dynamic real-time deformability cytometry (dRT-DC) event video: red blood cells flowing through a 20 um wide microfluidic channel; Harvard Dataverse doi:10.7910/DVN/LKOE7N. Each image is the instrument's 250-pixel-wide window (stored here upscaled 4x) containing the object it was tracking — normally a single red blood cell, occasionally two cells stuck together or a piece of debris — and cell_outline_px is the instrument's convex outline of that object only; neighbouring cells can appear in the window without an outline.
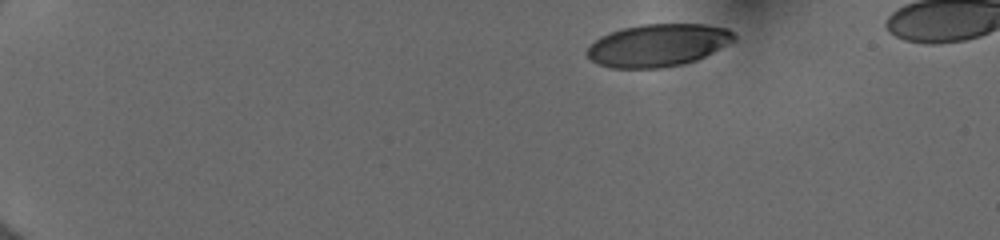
{"species": "human", "species_latin": "Homo sapiens", "temperature_condition": "cold", "stored_images_in_passage": 45, "camera_frame_rate_fps": 3000, "um_per_image_px": 0.085, "donor": {"sex": "female"}, "frame": {"image": 1, "passage_image": 1, "time_ms": 0.0, "image_size_px": [1000, 240], "cell_outline_px": [[736, 40], [696, 60], [684, 64], [660, 68], [612, 68], [596, 64], [588, 56], [588, 44], [600, 36], [624, 28], [644, 24], [704, 24], [728, 28], [736, 36]], "centroid_in_image_um": [55.92, 3.85], "position_along_channel_um": 29.1, "area_um2": 36.41}}
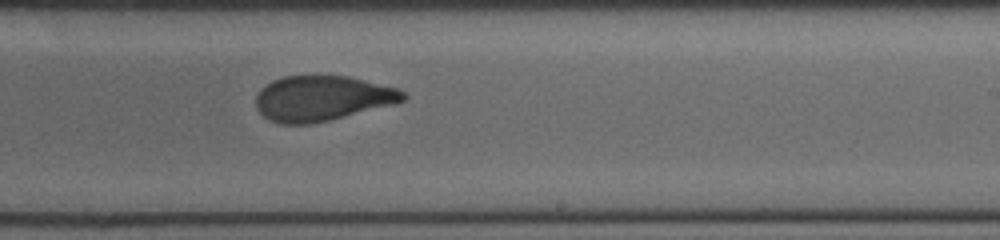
{"frame": {"image": 2, "passage_image": 27, "time_ms": 8.667, "image_size_px": [1000, 240], "cell_outline_px": [[408, 96], [404, 100], [392, 104], [328, 120], [308, 124], [280, 124], [268, 120], [256, 108], [256, 96], [260, 88], [272, 80], [284, 76], [348, 76], [396, 88], [404, 92]], "centroid_in_image_um": [27.33, 8.35], "position_along_channel_um": 261.7, "area_um2": 38.44}}
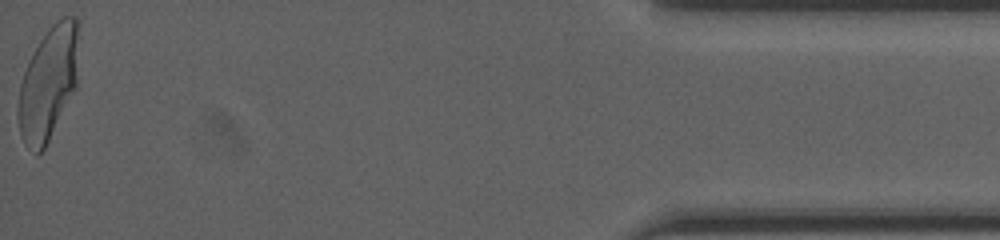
{"frame": {"image": 3, "passage_image": 45, "time_ms": 14.667, "image_size_px": [1000, 240], "cell_outline_px": [[80, 20], [76, 88], [44, 148], [36, 156], [24, 144], [20, 136], [16, 112], [20, 84], [28, 60], [40, 40], [48, 28], [56, 20], [64, 16], [76, 16]], "centroid_in_image_um": [4.11, 7.04], "position_along_channel_um": 431.1, "area_um2": 40.63}, "authors_computed_cell_mechanics": {"area_um2": 39.4774, "velocity_mm_per_s": 4.0028, "shape_relaxation_time_tau1_ms": 5.6018, "shape_relaxation_time_tau2_ms": 1.0959, "deformation_change_tau1": 0.1905, "deformation_change_tau2": 0.0733}}